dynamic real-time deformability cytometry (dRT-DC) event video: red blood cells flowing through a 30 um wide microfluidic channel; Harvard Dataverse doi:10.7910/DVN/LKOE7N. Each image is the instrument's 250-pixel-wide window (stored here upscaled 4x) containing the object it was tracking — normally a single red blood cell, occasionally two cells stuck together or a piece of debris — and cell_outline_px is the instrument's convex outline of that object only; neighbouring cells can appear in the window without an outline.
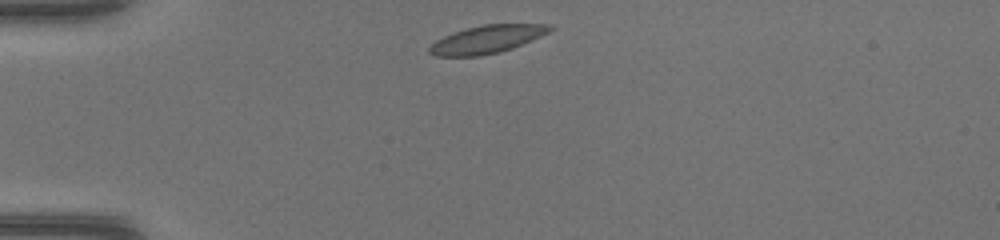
{"species": "common noctule bat (a hibernating species)", "species_latin": "Nyctalus noctula", "temperature_condition": "warm", "stored_images_in_passage": 36, "camera_frame_rate_fps": 3000, "um_per_image_px": 0.085, "animal": {"sex": "female", "body_mass_g": 17.0, "forearm_length_mm": 48.0}, "frame": {"image": 1, "passage_image": 1, "time_ms": 0.0, "image_size_px": [1000, 240], "cell_outline_px": [[556, 28], [532, 40], [512, 48], [500, 52], [480, 56], [436, 56], [428, 52], [428, 48], [436, 40], [452, 32], [484, 24], [548, 24]], "centroid_in_image_um": [41.39, 3.34], "position_along_channel_um": 43.6, "area_um2": 19.54}}
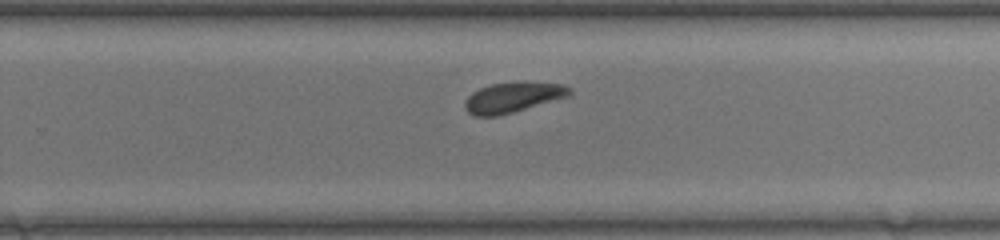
{"frame": {"image": 2, "passage_image": 20, "time_ms": 6.333, "image_size_px": [1000, 240], "cell_outline_px": [[572, 96], [512, 112], [496, 116], [472, 116], [464, 108], [464, 100], [472, 92], [480, 88], [492, 84], [516, 80], [524, 80], [564, 84], [572, 88]], "centroid_in_image_um": [43.64, 8.24], "position_along_channel_um": 286.2, "area_um2": 19.13}}
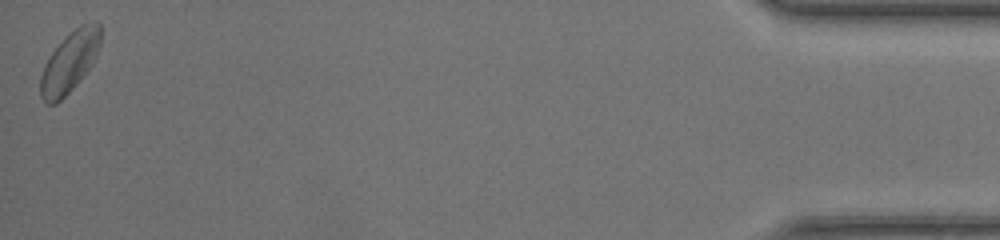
{"frame": {"image": 3, "passage_image": 36, "time_ms": 11.667, "image_size_px": [1000, 240], "cell_outline_px": [[100, 44], [96, 56], [88, 68], [72, 88], [56, 104], [44, 104], [40, 96], [40, 76], [44, 64], [52, 52], [80, 24], [96, 20], [100, 24]], "centroid_in_image_um": [5.9, 5.28], "position_along_channel_um": 429.3, "area_um2": 20.81}}